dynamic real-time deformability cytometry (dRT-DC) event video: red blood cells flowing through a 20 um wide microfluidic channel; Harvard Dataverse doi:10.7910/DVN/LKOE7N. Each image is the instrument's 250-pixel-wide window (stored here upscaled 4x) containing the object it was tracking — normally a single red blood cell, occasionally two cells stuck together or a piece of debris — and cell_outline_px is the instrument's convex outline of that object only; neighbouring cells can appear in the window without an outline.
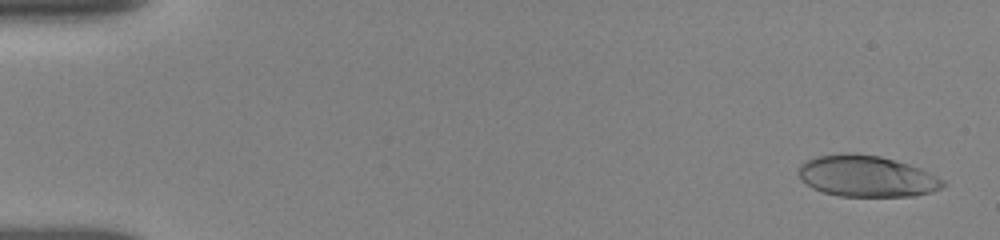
{"species": "human", "species_latin": "Homo sapiens", "temperature_condition": "room temperature", "stored_images_in_passage": 44, "camera_frame_rate_fps": 3000, "um_per_image_px": 0.085, "donor": {"sex": "female"}, "frame": {"image": 1, "passage_image": 2, "time_ms": 0.333, "image_size_px": [1000, 240], "cell_outline_px": [[948, 184], [932, 192], [916, 196], [840, 196], [824, 192], [812, 188], [800, 180], [800, 164], [816, 156], [844, 152], [856, 152], [880, 156], [908, 164], [920, 168], [944, 180]], "centroid_in_image_um": [73.67, 14.97], "position_along_channel_um": 11.3, "area_um2": 34.91}}
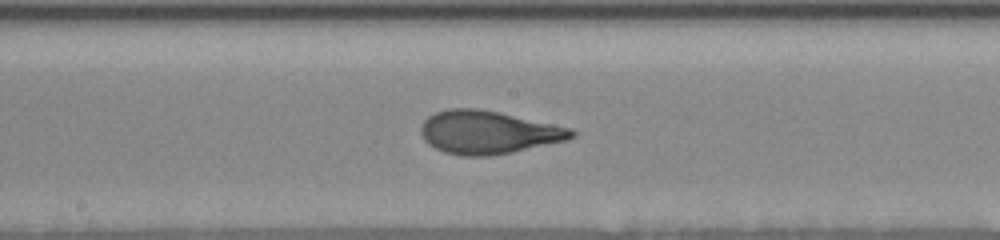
{"frame": {"image": 2, "passage_image": 25, "time_ms": 9.0, "image_size_px": [1000, 240], "cell_outline_px": [[576, 136], [568, 140], [512, 152], [488, 156], [464, 156], [444, 152], [428, 144], [424, 140], [420, 132], [420, 124], [428, 116], [436, 112], [448, 108], [476, 108], [500, 112], [572, 128], [576, 132]], "centroid_in_image_um": [41.49, 11.24], "position_along_channel_um": 206.7, "area_um2": 38.03}}
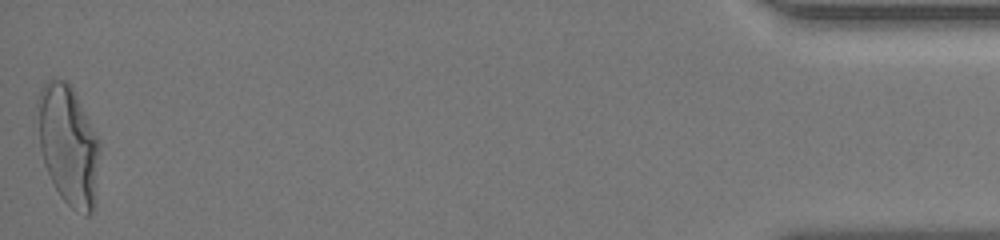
{"frame": {"image": 3, "passage_image": 44, "time_ms": 17.0, "image_size_px": [1000, 240], "cell_outline_px": [[100, 148], [92, 212], [88, 216], [84, 216], [72, 208], [60, 196], [44, 164], [40, 148], [36, 104], [36, 100], [40, 88], [52, 76], [68, 80], [100, 140]], "centroid_in_image_um": [5.78, 12.25], "position_along_channel_um": 429.4, "area_um2": 43.41}, "authors_computed_cell_mechanics": {"area_um2": 36.8186, "velocity_mm_per_s": 3.8547, "shape_relaxation_time_tau1_ms": 4.8924, "shape_relaxation_time_tau2_ms": 0.7665, "deformation_change_tau1": 0.2163, "deformation_change_tau2": 0.0801}}